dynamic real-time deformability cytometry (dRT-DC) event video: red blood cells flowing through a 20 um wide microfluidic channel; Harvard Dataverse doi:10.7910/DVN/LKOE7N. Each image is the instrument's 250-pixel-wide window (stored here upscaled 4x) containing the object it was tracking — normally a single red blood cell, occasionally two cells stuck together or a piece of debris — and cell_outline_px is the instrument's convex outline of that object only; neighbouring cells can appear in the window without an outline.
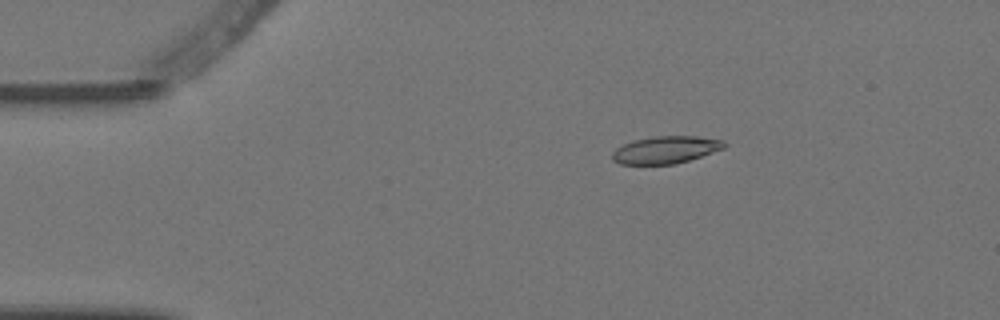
{"species": "Egyptian fruit bat (a non-hibernating species)", "species_latin": "Rousettus aegyptiacus", "temperature_condition": "warm", "stored_images_in_passage": 5, "camera_frame_rate_fps": 3000, "um_per_image_px": 0.085, "animal": {"sex": "female"}, "frame": {"image": 1, "passage_image": 2, "time_ms": 0.333, "image_size_px": [1000, 320], "cell_outline_px": [[724, 148], [676, 164], [620, 164], [612, 160], [612, 152], [616, 148], [632, 140], [656, 136], [696, 136], [724, 140]], "centroid_in_image_um": [56.54, 12.73], "position_along_channel_um": 28.5, "area_um2": 17.69}}
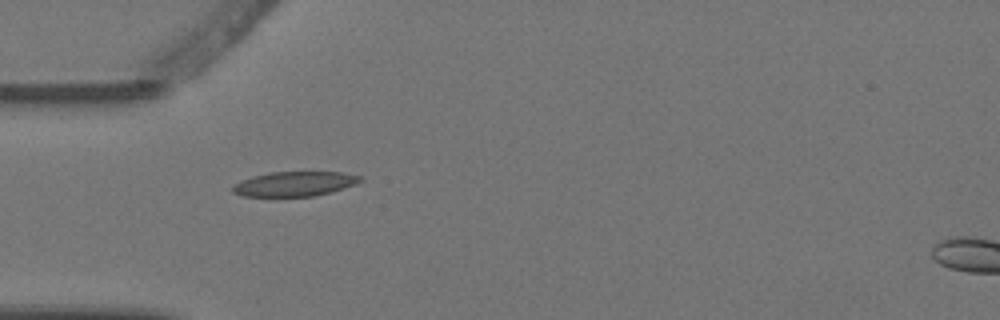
{"frame": {"image": 2, "passage_image": 4, "time_ms": 1.0, "image_size_px": [1000, 320], "cell_outline_px": [[364, 180], [356, 184], [332, 192], [312, 196], [244, 196], [232, 192], [232, 184], [240, 180], [252, 176], [268, 172], [340, 172], [360, 176]], "centroid_in_image_um": [25.01, 15.62], "position_along_channel_um": 60.0, "area_um2": 18.44}}
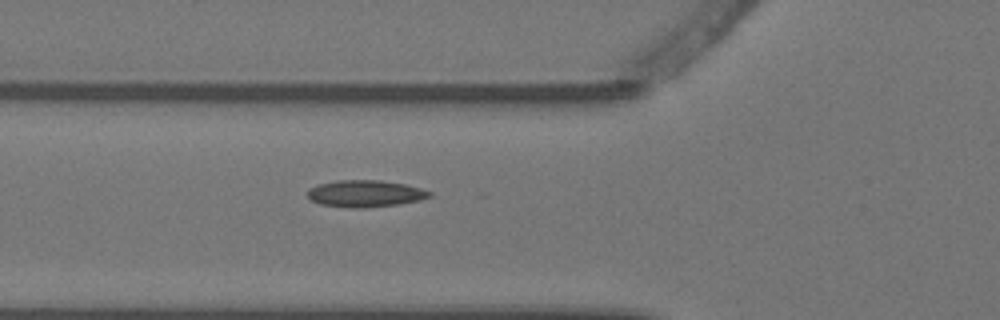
{"frame": {"image": 3, "passage_image": 5, "time_ms": 1.333, "image_size_px": [1000, 320], "cell_outline_px": [[432, 196], [420, 200], [396, 204], [360, 208], [348, 208], [320, 204], [312, 200], [308, 196], [308, 188], [316, 184], [336, 180], [380, 180], [404, 184], [420, 188], [432, 192]], "centroid_in_image_um": [31.01, 16.45], "position_along_channel_um": 94.8, "area_um2": 19.07}}